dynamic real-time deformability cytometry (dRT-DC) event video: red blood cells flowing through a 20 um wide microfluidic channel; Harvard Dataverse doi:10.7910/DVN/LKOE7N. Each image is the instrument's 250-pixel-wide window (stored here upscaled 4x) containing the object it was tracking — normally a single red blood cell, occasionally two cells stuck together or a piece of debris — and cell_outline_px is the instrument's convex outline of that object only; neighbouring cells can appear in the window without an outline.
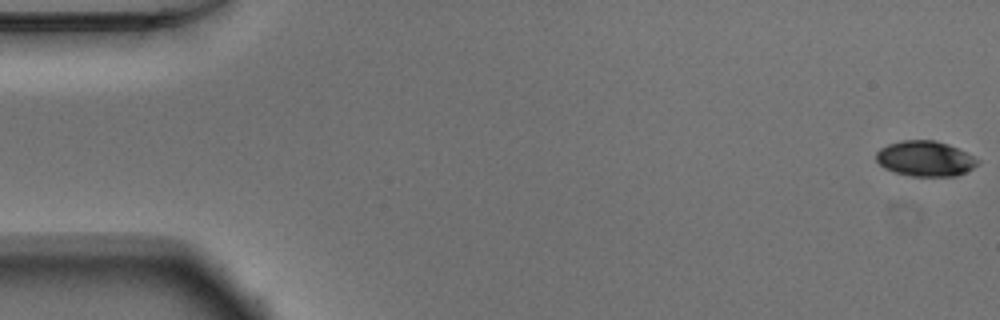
{"species": "Egyptian fruit bat (a non-hibernating species)", "species_latin": "Rousettus aegyptiacus", "temperature_condition": "warm", "stored_images_in_passage": 52, "camera_frame_rate_fps": 3000, "um_per_image_px": 0.085, "animal": {"sex": "male"}, "frame": {"image": 1, "passage_image": 1, "time_ms": 0.0, "image_size_px": [1000, 320], "cell_outline_px": [[980, 160], [972, 168], [956, 176], [912, 176], [896, 172], [884, 168], [876, 160], [876, 152], [880, 148], [888, 144], [900, 140], [936, 140], [948, 144]], "centroid_in_image_um": [78.6, 13.47], "position_along_channel_um": 6.4, "area_um2": 20.69}}
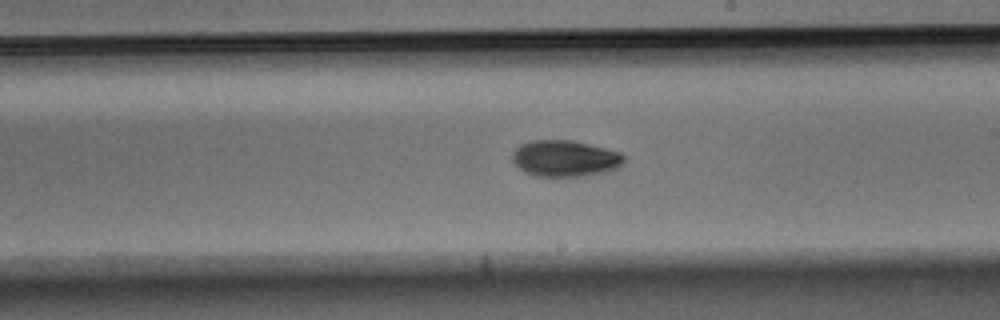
{"frame": {"image": 2, "passage_image": 30, "time_ms": 9.667, "image_size_px": [1000, 320], "cell_outline_px": [[624, 160], [616, 168], [608, 172], [580, 176], [536, 176], [520, 168], [512, 160], [512, 152], [520, 144], [532, 140], [572, 140], [608, 148], [620, 152], [624, 156]], "centroid_in_image_um": [48.04, 13.45], "position_along_channel_um": 241.0, "area_um2": 23.58}}
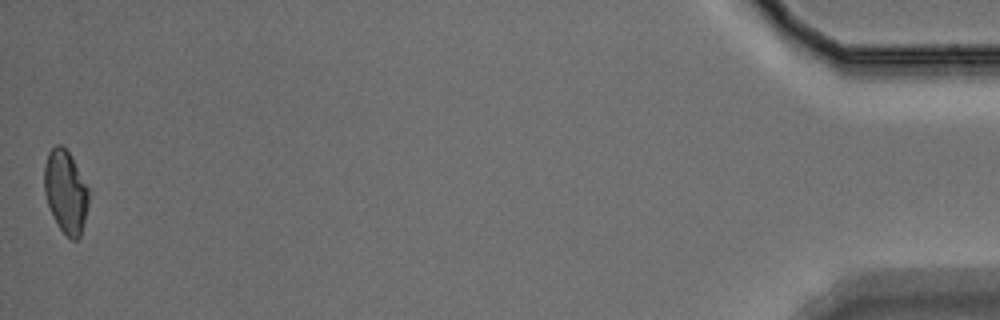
{"frame": {"image": 3, "passage_image": 52, "time_ms": 17.0, "image_size_px": [1000, 320], "cell_outline_px": [[88, 204], [80, 236], [76, 240], [72, 240], [60, 228], [52, 216], [44, 192], [44, 164], [48, 152], [56, 144], [60, 144], [68, 152], [88, 188]], "centroid_in_image_um": [5.55, 16.29], "position_along_channel_um": 429.6, "area_um2": 21.04}, "authors_computed_cell_mechanics": {"area_um2": 22.2819, "velocity_mm_per_s": 3.8893, "shape_relaxation_time_tau1_ms": 3.0921, "shape_relaxation_time_tau2_ms": 9.2052, "deformation_change_tau1": 0.1006, "deformation_change_tau2": 0.1145}}